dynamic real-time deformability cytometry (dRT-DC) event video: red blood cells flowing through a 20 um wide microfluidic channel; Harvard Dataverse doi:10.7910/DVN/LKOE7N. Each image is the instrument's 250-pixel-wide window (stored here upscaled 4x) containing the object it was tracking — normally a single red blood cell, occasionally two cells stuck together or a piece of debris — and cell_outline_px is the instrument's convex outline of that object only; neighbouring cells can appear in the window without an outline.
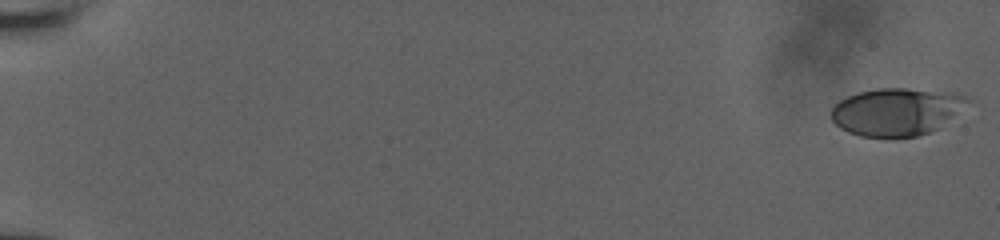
{"species": "human", "species_latin": "Homo sapiens", "temperature_condition": "room temperature", "stored_images_in_passage": 57, "camera_frame_rate_fps": 3000, "um_per_image_px": 0.085, "donor": {"sex": "male"}, "frame": {"image": 1, "passage_image": 1, "time_ms": 0.0, "image_size_px": [1000, 240], "cell_outline_px": [[976, 100], [940, 128], [916, 136], [892, 140], [884, 140], [860, 136], [848, 132], [840, 128], [832, 120], [832, 108], [840, 100], [848, 96], [860, 92], [876, 88], [904, 88], [956, 92]], "centroid_in_image_um": [76.29, 9.52], "position_along_channel_um": 8.7, "area_um2": 39.07}}
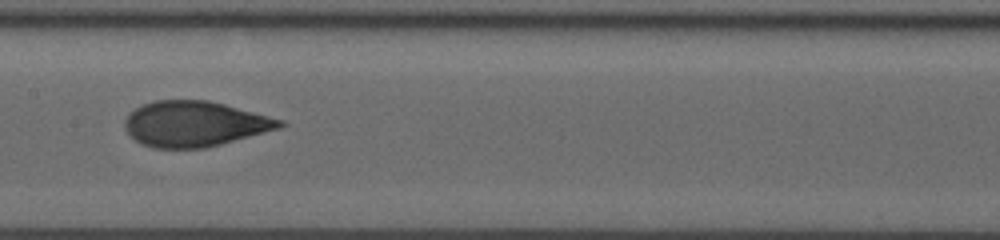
{"frame": {"image": 2, "passage_image": 32, "time_ms": 10.333, "image_size_px": [1000, 240], "cell_outline_px": [[288, 124], [280, 128], [220, 144], [204, 148], [152, 148], [140, 144], [124, 128], [124, 120], [128, 112], [144, 104], [156, 100], [208, 100], [224, 104], [284, 120]], "centroid_in_image_um": [16.53, 10.53], "position_along_channel_um": 190.9, "area_um2": 40.98}}
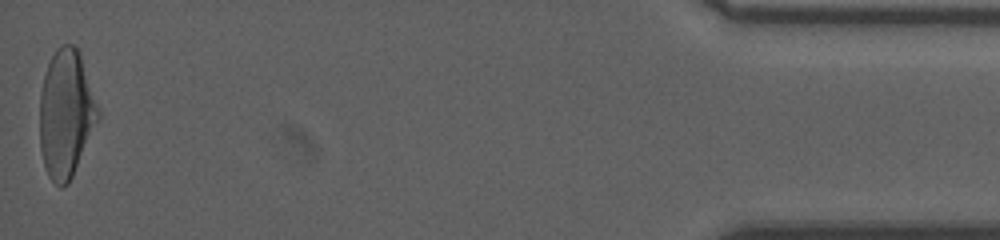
{"frame": {"image": 3, "passage_image": 57, "time_ms": 18.667, "image_size_px": [1000, 240], "cell_outline_px": [[100, 116], [72, 176], [68, 184], [60, 188], [48, 176], [44, 164], [40, 148], [40, 92], [44, 76], [48, 64], [56, 48], [64, 44], [72, 44], [80, 52], [100, 112]], "centroid_in_image_um": [5.6, 9.66], "position_along_channel_um": 429.6, "area_um2": 43.18}, "authors_computed_cell_mechanics": {"area_um2": 40.6334, "velocity_mm_per_s": 3.8543, "shape_relaxation_time_tau1_ms": 5.895, "shape_relaxation_time_tau2_ms": 0.9141, "deformation_change_tau1": 0.2094, "deformation_change_tau2": 0.0727}}